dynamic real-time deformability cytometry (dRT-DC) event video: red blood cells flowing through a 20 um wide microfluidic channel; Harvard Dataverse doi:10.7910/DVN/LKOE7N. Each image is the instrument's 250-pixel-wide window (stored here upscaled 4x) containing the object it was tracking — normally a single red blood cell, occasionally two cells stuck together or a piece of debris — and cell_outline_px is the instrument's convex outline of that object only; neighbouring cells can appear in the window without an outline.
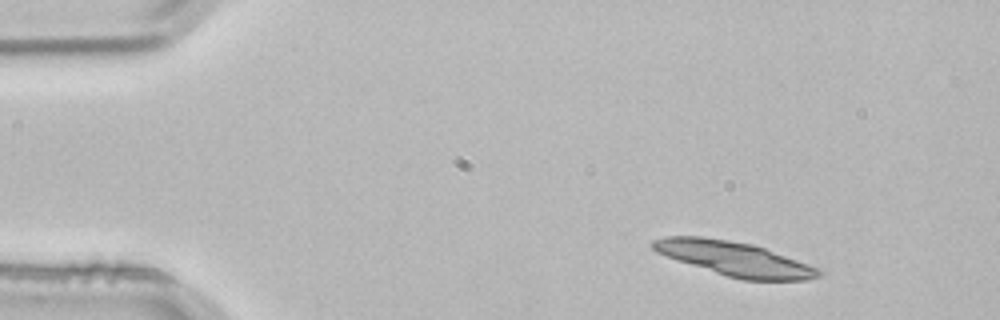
{"species": "common noctule bat (a hibernating species)", "species_latin": "Nyctalus noctula", "temperature_condition": "room temperature", "stored_images_in_passage": 3, "camera_frame_rate_fps": 3000, "um_per_image_px": 0.085, "animal": {"sex": "male", "body_mass_g": 21.5, "forearm_length_mm": 52.0}, "frame": {"image": 1, "passage_image": 1, "time_ms": 0.0, "image_size_px": [1000, 320], "cell_outline_px": [[824, 272], [820, 276], [808, 280], [744, 280], [728, 276], [676, 260], [656, 252], [648, 244], [652, 240], [664, 236], [700, 236], [728, 240], [752, 244], [764, 248], [820, 268]], "centroid_in_image_um": [62.41, 21.98], "position_along_channel_um": 22.6, "area_um2": 33.0}}